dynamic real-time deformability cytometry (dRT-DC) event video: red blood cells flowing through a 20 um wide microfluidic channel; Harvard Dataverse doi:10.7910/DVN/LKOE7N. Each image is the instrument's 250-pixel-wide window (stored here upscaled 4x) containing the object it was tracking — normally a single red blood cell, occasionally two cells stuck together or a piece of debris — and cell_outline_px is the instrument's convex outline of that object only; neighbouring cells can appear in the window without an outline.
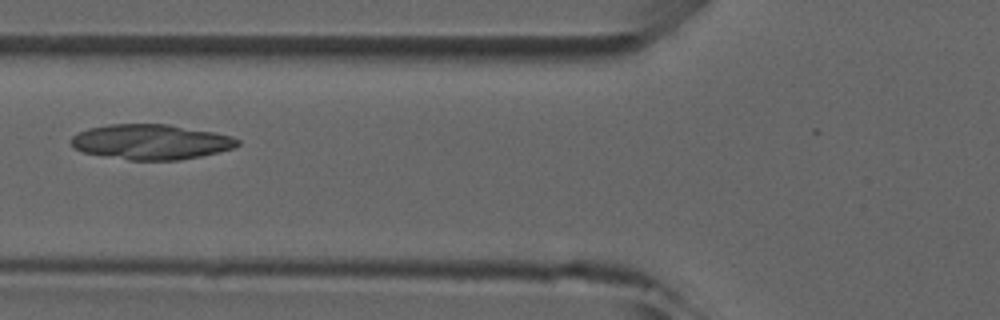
{"species": "common noctule bat (a hibernating species)", "species_latin": "Nyctalus noctula", "temperature_condition": "room temperature", "stored_images_in_passage": 4, "camera_frame_rate_fps": 3000, "um_per_image_px": 0.085, "animal": {"sex": "male", "forearm_length_mm": 52.5}, "frame": {"image": 1, "passage_image": 3, "time_ms": 2.333, "image_size_px": [1000, 320], "cell_outline_px": [[240, 144], [236, 148], [200, 156], [180, 160], [128, 160], [104, 156], [84, 152], [72, 148], [72, 136], [88, 128], [108, 124], [168, 124], [212, 132], [232, 136], [240, 140]], "centroid_in_image_um": [12.85, 12.06], "position_along_channel_um": 113.0, "area_um2": 34.1}}
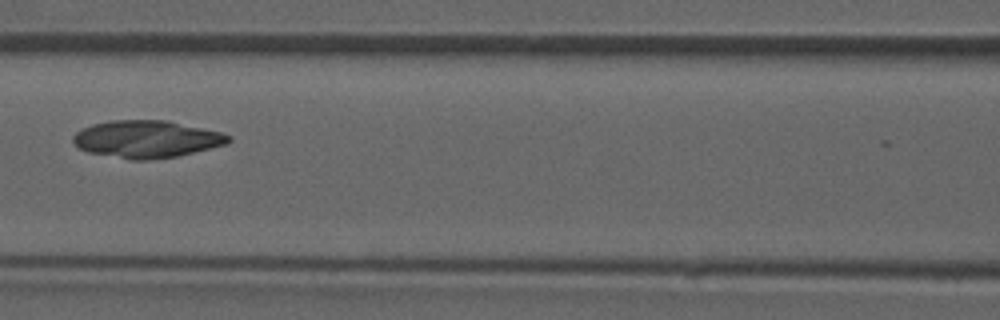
{"frame": {"image": 2, "passage_image": 4, "time_ms": 3.333, "image_size_px": [1000, 320], "cell_outline_px": [[232, 140], [228, 144], [176, 156], [148, 160], [132, 160], [88, 152], [80, 148], [72, 140], [72, 136], [76, 132], [92, 124], [108, 120], [164, 120], [220, 132], [232, 136]], "centroid_in_image_um": [12.46, 11.82], "position_along_channel_um": 154.1, "area_um2": 33.58}}